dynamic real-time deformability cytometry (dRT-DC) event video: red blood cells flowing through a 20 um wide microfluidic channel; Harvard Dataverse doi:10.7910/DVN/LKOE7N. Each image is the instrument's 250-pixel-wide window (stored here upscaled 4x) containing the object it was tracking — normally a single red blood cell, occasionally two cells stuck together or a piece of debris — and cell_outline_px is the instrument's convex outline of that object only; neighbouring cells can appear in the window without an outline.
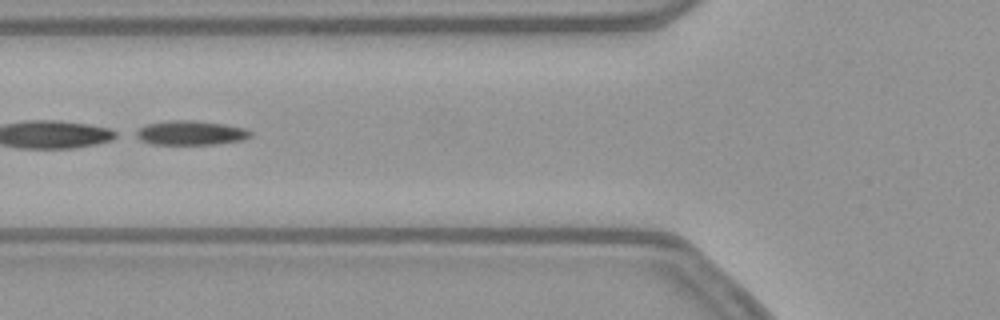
{"species": "common noctule bat (a hibernating species)", "species_latin": "Nyctalus noctula", "temperature_condition": "warm", "stored_images_in_passage": 52, "segment_of_instrument_passage": [2, 2], "camera_frame_rate_fps": 3000, "um_per_image_px": 0.085, "animal": {"sex": "female", "body_mass_g": 21.9}, "frame": {"image": 1, "passage_image": 20, "time_ms": 6.333, "image_size_px": [1000, 320], "cell_outline_px": [[252, 136], [240, 140], [216, 144], [152, 144], [140, 140], [132, 136], [132, 132], [148, 124], [172, 120], [196, 120], [224, 124], [244, 128], [252, 132]], "centroid_in_image_um": [16.15, 11.29], "position_along_channel_um": 109.6, "area_um2": 16.3}}